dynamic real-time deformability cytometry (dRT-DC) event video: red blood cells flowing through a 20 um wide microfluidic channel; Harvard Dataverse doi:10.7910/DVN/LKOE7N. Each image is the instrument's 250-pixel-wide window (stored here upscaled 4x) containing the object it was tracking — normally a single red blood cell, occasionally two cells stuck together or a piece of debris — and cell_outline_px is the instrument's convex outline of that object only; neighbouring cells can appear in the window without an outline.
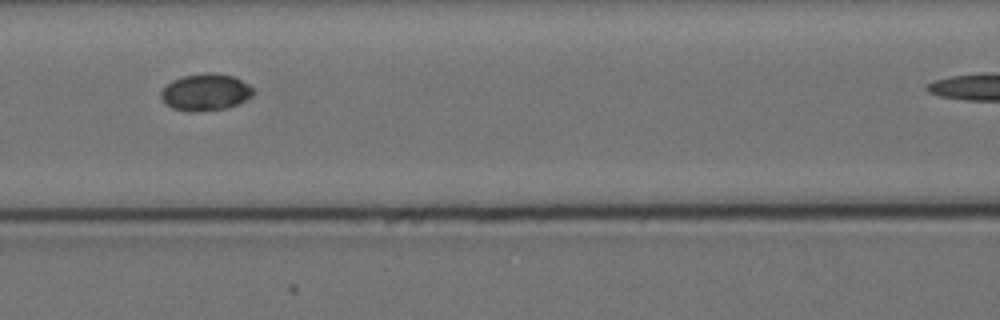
{"species": "Egyptian fruit bat (a non-hibernating species)", "species_latin": "Rousettus aegyptiacus", "temperature_condition": "cold", "stored_images_in_passage": 15, "camera_frame_rate_fps": 3000, "um_per_image_px": 0.085, "animal": {"sex": "female"}, "frame": {"image": 1, "passage_image": 5, "time_ms": 4.333, "image_size_px": [1000, 320], "cell_outline_px": [[256, 92], [252, 96], [228, 108], [196, 112], [188, 112], [172, 108], [164, 104], [160, 96], [160, 92], [172, 80], [184, 76], [204, 72], [212, 72], [232, 76], [248, 84]], "centroid_in_image_um": [17.45, 7.85], "position_along_channel_um": 149.2, "area_um2": 19.94}}
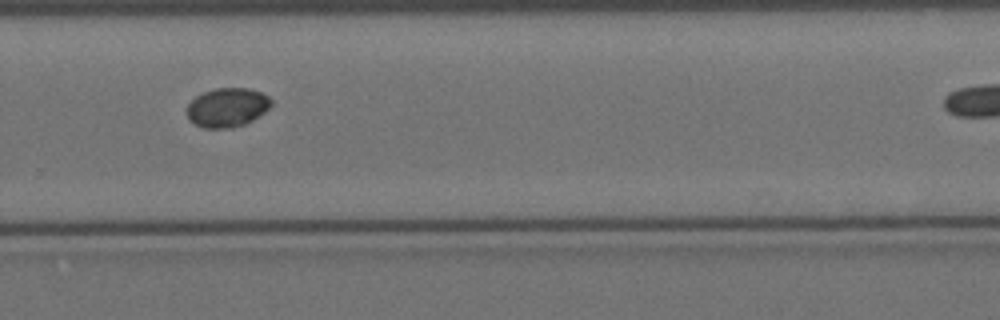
{"frame": {"image": 2, "passage_image": 9, "time_ms": 9.0, "image_size_px": [1000, 320], "cell_outline_px": [[272, 104], [264, 112], [252, 120], [244, 124], [232, 128], [204, 128], [188, 120], [188, 104], [196, 96], [204, 92], [216, 88], [248, 88], [260, 92], [268, 96], [272, 100]], "centroid_in_image_um": [19.32, 9.13], "position_along_channel_um": 310.5, "area_um2": 19.07}}
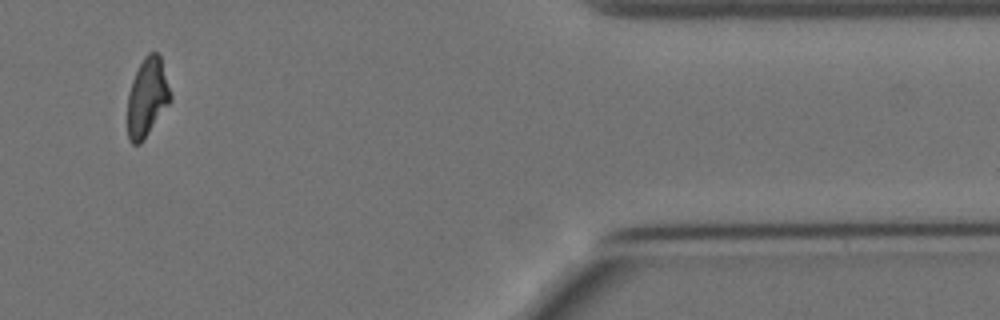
{"frame": {"image": 3, "passage_image": 13, "time_ms": 14.667, "image_size_px": [1000, 320], "cell_outline_px": [[172, 100], [140, 144], [132, 144], [128, 140], [128, 92], [132, 80], [144, 56], [148, 52], [156, 52], [160, 56], [172, 96]], "centroid_in_image_um": [12.51, 8.27], "position_along_channel_um": 398.9, "area_um2": 19.54}, "authors_computed_cell_mechanics": {"area_um2": 19.7098, "velocity_mm_per_s": 3.4831, "shape_relaxation_time_tau1_ms": 7.391, "shape_relaxation_time_tau2_ms": null, "deformation_change_tau1": 0.0979, "deformation_change_tau2": null}}